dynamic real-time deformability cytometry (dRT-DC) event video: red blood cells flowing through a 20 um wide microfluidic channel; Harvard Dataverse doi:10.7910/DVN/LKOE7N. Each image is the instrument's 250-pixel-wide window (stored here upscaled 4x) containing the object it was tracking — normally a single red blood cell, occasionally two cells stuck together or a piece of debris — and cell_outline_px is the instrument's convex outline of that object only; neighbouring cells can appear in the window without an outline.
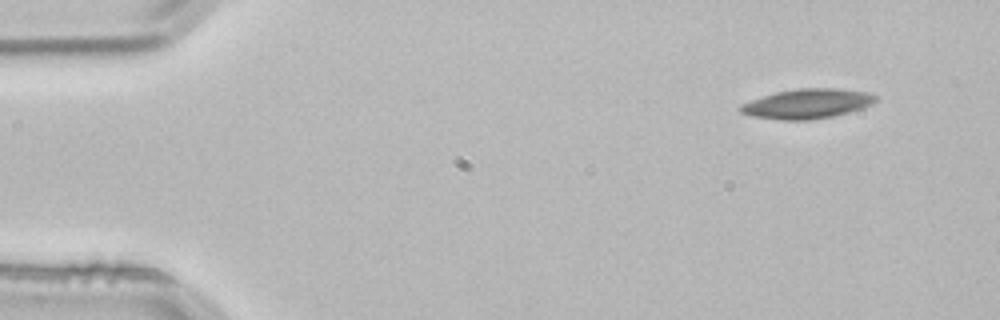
{"species": "common noctule bat (a hibernating species)", "species_latin": "Nyctalus noctula", "temperature_condition": "room temperature", "stored_images_in_passage": 3, "camera_frame_rate_fps": 3000, "um_per_image_px": 0.085, "animal": {"sex": "male", "body_mass_g": 21.5, "forearm_length_mm": 52.0}, "frame": {"image": 1, "passage_image": 1, "time_ms": 0.0, "image_size_px": [1000, 320], "cell_outline_px": [[876, 100], [872, 104], [864, 108], [832, 116], [808, 120], [780, 120], [752, 116], [740, 112], [736, 108], [740, 104], [776, 92], [800, 88], [836, 88], [868, 92], [876, 96]], "centroid_in_image_um": [68.6, 8.82], "position_along_channel_um": 16.4, "area_um2": 23.35}}
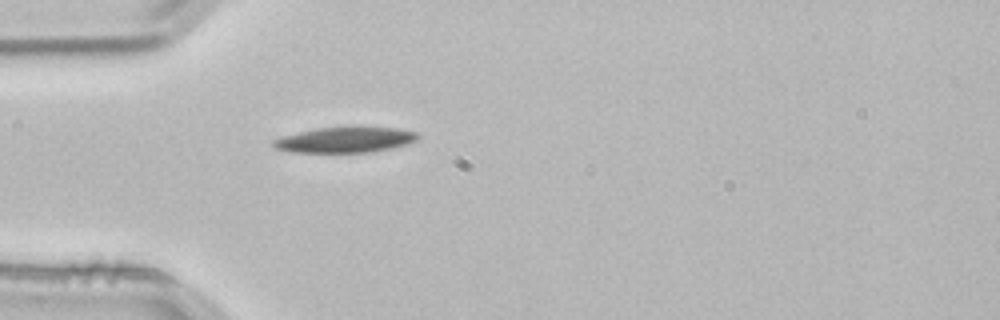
{"frame": {"image": 2, "passage_image": 3, "time_ms": 0.667, "image_size_px": [1000, 320], "cell_outline_px": [[420, 136], [416, 140], [408, 144], [392, 148], [368, 152], [292, 152], [276, 148], [268, 144], [272, 140], [280, 136], [316, 128], [356, 124], [360, 124], [396, 128], [416, 132]], "centroid_in_image_um": [29.33, 11.83], "position_along_channel_um": 55.7, "area_um2": 22.48}}